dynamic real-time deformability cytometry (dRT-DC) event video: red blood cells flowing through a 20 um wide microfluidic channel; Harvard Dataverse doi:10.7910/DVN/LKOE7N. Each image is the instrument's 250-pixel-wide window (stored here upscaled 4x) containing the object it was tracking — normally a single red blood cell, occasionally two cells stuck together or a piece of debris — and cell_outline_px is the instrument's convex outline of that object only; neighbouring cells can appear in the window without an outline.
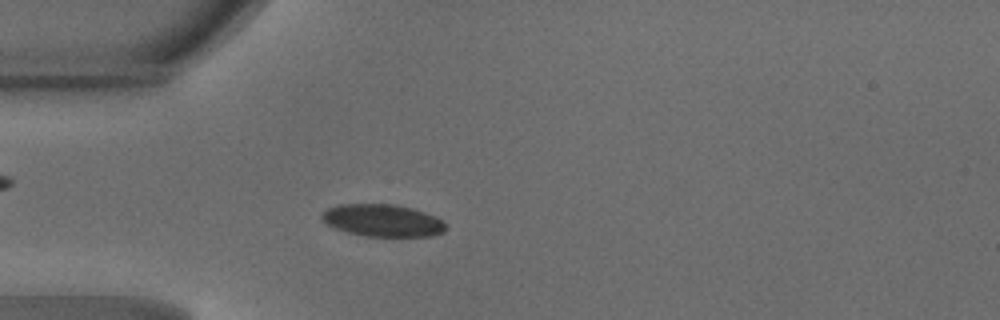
{"species": "common noctule bat (a hibernating species)", "species_latin": "Nyctalus noctula", "temperature_condition": "warm", "stored_images_in_passage": 47, "camera_frame_rate_fps": 3000, "um_per_image_px": 0.085, "animal": {"sex": "male", "body_mass_g": 18.8}, "frame": {"image": 1, "passage_image": 13, "time_ms": 4.0, "image_size_px": [1000, 320], "cell_outline_px": [[448, 228], [444, 232], [432, 236], [364, 236], [348, 232], [336, 228], [328, 224], [320, 216], [328, 208], [340, 204], [396, 204], [412, 208], [436, 216], [444, 220]], "centroid_in_image_um": [32.59, 18.74], "position_along_channel_um": 52.4, "area_um2": 23.35}}
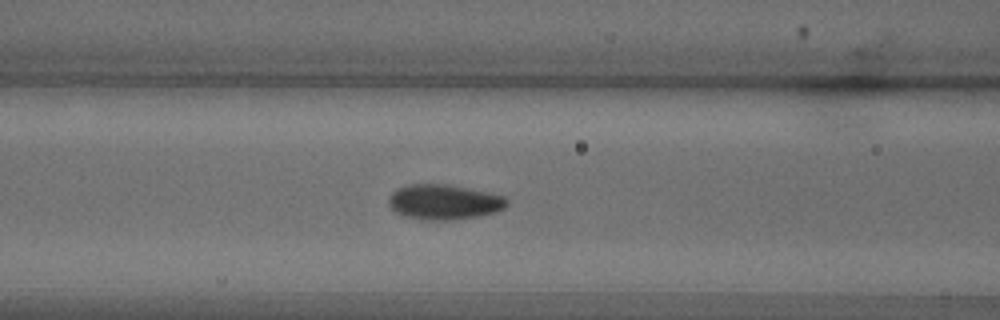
{"frame": {"image": 2, "passage_image": 19, "time_ms": 6.0, "image_size_px": [1000, 320], "cell_outline_px": [[508, 204], [504, 208], [496, 212], [480, 216], [452, 220], [420, 220], [400, 216], [388, 204], [388, 196], [392, 192], [408, 184], [444, 184], [504, 196], [508, 200]], "centroid_in_image_um": [37.7, 17.2], "position_along_channel_um": 128.9, "area_um2": 24.22}}
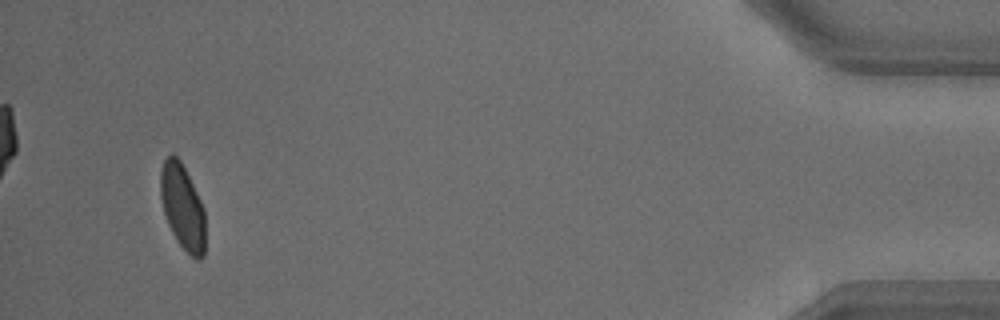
{"frame": {"image": 3, "passage_image": 45, "time_ms": 14.667, "image_size_px": [1000, 320], "cell_outline_px": [[204, 256], [200, 260], [196, 260], [176, 240], [168, 224], [164, 212], [160, 196], [160, 172], [164, 160], [172, 152], [180, 160], [204, 208]], "centroid_in_image_um": [15.5, 17.59], "position_along_channel_um": 419.7, "area_um2": 21.96}, "authors_computed_cell_mechanics": {"area_um2": 23.12, "velocity_mm_per_s": 4.2085, "shape_relaxation_time_tau1_ms": 2.3304, "shape_relaxation_time_tau2_ms": null, "deformation_change_tau1": 0.1019, "deformation_change_tau2": null}}